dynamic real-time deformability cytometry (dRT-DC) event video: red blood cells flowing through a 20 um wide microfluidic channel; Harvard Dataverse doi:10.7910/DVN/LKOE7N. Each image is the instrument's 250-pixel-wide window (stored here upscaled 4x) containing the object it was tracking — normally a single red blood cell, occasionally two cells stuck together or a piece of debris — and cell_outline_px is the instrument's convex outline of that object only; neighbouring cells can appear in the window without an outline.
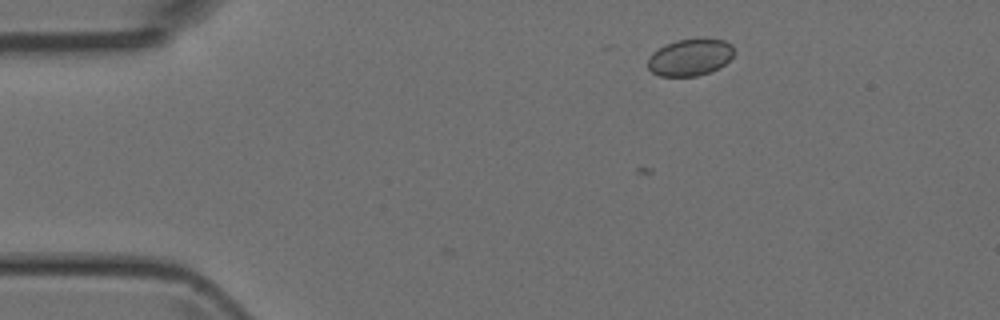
{"species": "Egyptian fruit bat (a non-hibernating species)", "species_latin": "Rousettus aegyptiacus", "temperature_condition": "room temperature", "stored_images_in_passage": 3, "camera_frame_rate_fps": 3000, "um_per_image_px": 0.085, "animal": {"sex": "female"}, "frame": {"image": 1, "passage_image": 1, "time_ms": 0.0, "image_size_px": [1000, 320], "cell_outline_px": [[736, 52], [720, 68], [696, 76], [660, 76], [652, 72], [648, 68], [648, 60], [652, 52], [676, 40], [724, 40], [732, 44]], "centroid_in_image_um": [58.67, 4.89], "position_along_channel_um": 26.3, "area_um2": 18.21}}